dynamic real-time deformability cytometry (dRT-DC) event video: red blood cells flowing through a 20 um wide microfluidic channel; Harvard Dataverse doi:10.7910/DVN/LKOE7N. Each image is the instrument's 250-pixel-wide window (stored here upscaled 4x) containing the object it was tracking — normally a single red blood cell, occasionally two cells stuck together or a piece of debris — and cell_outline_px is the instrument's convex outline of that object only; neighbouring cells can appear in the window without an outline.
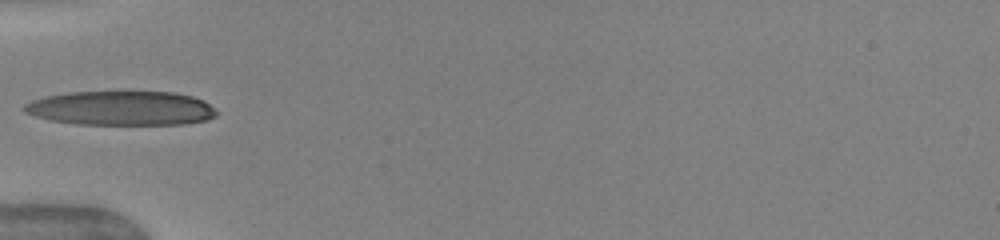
{"species": "human", "species_latin": "Homo sapiens", "temperature_condition": "warm", "stored_images_in_passage": 33, "camera_frame_rate_fps": 3000, "um_per_image_px": 0.085, "donor": {"sex": "female"}, "frame": {"image": 1, "passage_image": 1, "time_ms": 0.0, "image_size_px": [1000, 240], "cell_outline_px": [[216, 116], [208, 120], [184, 124], [76, 124], [48, 120], [24, 112], [20, 108], [24, 104], [32, 100], [44, 96], [68, 92], [172, 92], [192, 96], [204, 100], [216, 112]], "centroid_in_image_um": [10.25, 9.2], "position_along_channel_um": 74.7, "area_um2": 38.55}}
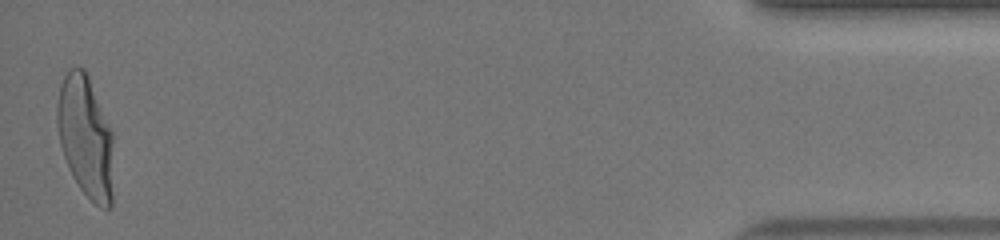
{"frame": {"image": 2, "passage_image": 33, "time_ms": 10.667, "image_size_px": [1000, 240], "cell_outline_px": [[112, 204], [108, 208], [100, 208], [80, 188], [72, 176], [64, 156], [60, 144], [56, 124], [56, 104], [60, 84], [68, 68], [84, 68], [88, 76], [112, 132]], "centroid_in_image_um": [7.25, 11.61], "position_along_channel_um": 428.0, "area_um2": 39.82}, "authors_computed_cell_mechanics": {"area_um2": 38.2636, "velocity_mm_per_s": 4.0355, "shape_relaxation_time_tau1_ms": 4.5142, "shape_relaxation_time_tau2_ms": 0.6627, "deformation_change_tau1": 0.2385, "deformation_change_tau2": 0.0738}}